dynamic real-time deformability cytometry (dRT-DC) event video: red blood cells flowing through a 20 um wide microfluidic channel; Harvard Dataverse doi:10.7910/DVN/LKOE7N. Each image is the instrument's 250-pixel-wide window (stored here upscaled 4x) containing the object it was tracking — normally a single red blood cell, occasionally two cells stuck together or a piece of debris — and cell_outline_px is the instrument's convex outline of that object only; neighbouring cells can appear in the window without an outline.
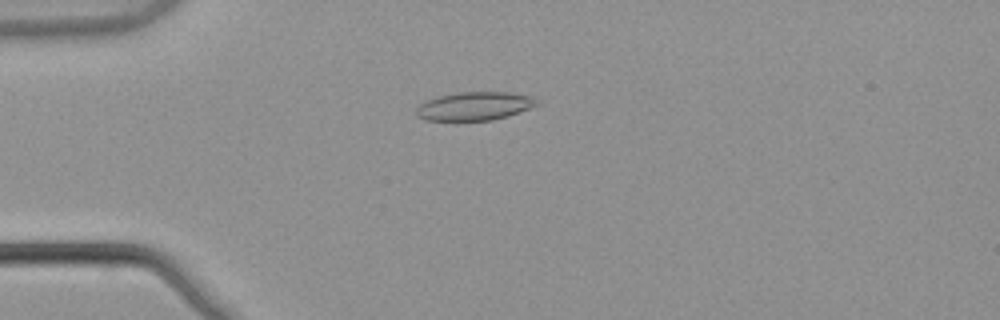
{"species": "common noctule bat (a hibernating species)", "species_latin": "Nyctalus noctula", "temperature_condition": "warm", "stored_images_in_passage": 43, "camera_frame_rate_fps": 3000, "um_per_image_px": 0.085, "animal": {"sex": "male", "body_mass_g": 21.5, "forearm_length_mm": 52.0}, "frame": {"image": 1, "passage_image": 4, "time_ms": 1.0, "image_size_px": [1000, 320], "cell_outline_px": [[540, 104], [520, 112], [508, 116], [492, 120], [424, 120], [416, 116], [416, 108], [420, 104], [428, 100], [440, 96], [460, 92], [504, 92], [532, 96]], "centroid_in_image_um": [40.34, 9.02], "position_along_channel_um": 44.7, "area_um2": 19.83}}
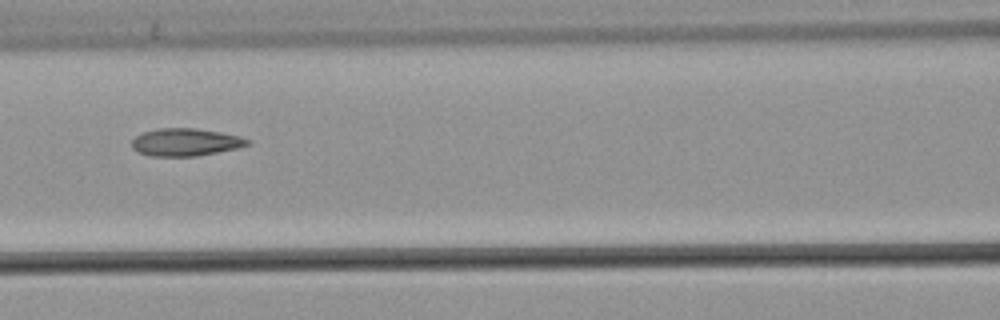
{"frame": {"image": 2, "passage_image": 14, "time_ms": 4.333, "image_size_px": [1000, 320], "cell_outline_px": [[252, 140], [248, 144], [236, 148], [196, 156], [148, 156], [132, 148], [132, 140], [136, 136], [144, 132], [160, 128], [196, 128], [220, 132], [240, 136]], "centroid_in_image_um": [15.76, 12.08], "position_along_channel_um": 150.8, "area_um2": 18.44}}
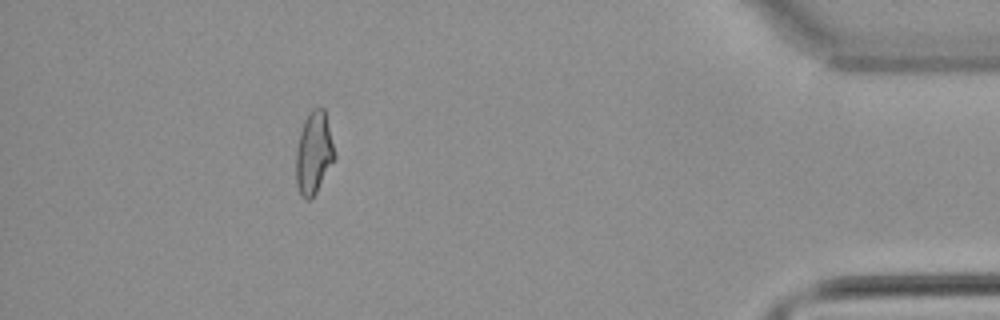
{"frame": {"image": 3, "passage_image": 38, "time_ms": 12.333, "image_size_px": [1000, 320], "cell_outline_px": [[336, 160], [316, 192], [308, 200], [304, 200], [300, 196], [296, 184], [296, 152], [300, 132], [304, 120], [308, 112], [312, 108], [324, 108], [336, 156]], "centroid_in_image_um": [26.67, 13.02], "position_along_channel_um": 408.5, "area_um2": 18.67}, "authors_computed_cell_mechanics": {"area_um2": 18.496, "velocity_mm_per_s": 3.8696, "shape_relaxation_time_tau1_ms": null, "shape_relaxation_time_tau2_ms": 3.1522, "deformation_change_tau1": null, "deformation_change_tau2": 0.0994}}